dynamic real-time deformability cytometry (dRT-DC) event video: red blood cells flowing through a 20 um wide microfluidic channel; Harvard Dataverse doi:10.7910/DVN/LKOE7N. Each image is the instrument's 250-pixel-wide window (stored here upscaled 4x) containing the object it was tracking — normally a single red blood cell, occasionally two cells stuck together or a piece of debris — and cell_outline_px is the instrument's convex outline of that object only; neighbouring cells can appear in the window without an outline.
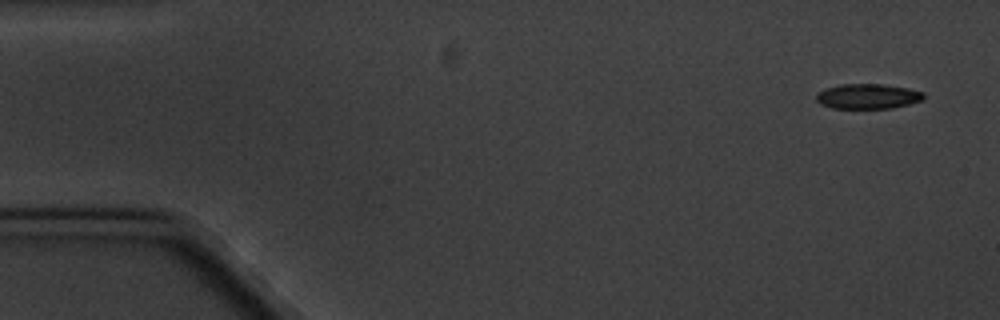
{"species": "common noctule bat (a hibernating species)", "species_latin": "Nyctalus noctula", "temperature_condition": "cold", "stored_images_in_passage": 5, "camera_frame_rate_fps": 3000, "um_per_image_px": 0.085, "animal": {"sex": "male", "body_mass_g": 20.1, "forearm_length_mm": 53.5}, "frame": {"image": 1, "passage_image": 1, "time_ms": 0.0, "image_size_px": [1000, 320], "cell_outline_px": [[924, 100], [892, 108], [832, 108], [820, 104], [816, 100], [816, 92], [824, 88], [840, 84], [884, 84], [908, 88], [924, 92]], "centroid_in_image_um": [73.74, 8.18], "position_along_channel_um": 11.3, "area_um2": 15.84}}
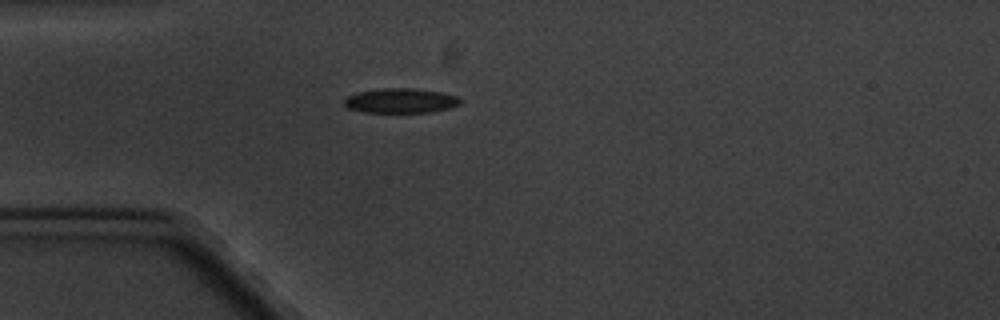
{"frame": {"image": 2, "passage_image": 4, "time_ms": 4.333, "image_size_px": [1000, 320], "cell_outline_px": [[464, 100], [460, 104], [448, 108], [432, 112], [364, 112], [348, 108], [344, 104], [344, 100], [348, 96], [356, 92], [384, 88], [412, 88], [440, 92], [460, 96]], "centroid_in_image_um": [34.1, 8.55], "position_along_channel_um": 50.9, "area_um2": 16.76}}